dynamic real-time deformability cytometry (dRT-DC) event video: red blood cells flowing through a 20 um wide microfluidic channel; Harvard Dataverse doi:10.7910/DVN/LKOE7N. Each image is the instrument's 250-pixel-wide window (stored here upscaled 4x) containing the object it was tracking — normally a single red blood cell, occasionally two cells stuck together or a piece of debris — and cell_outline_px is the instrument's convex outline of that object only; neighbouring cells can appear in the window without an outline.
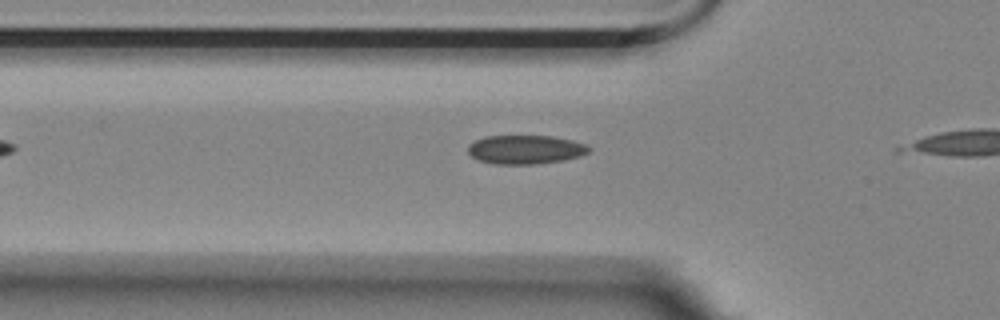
{"species": "Egyptian fruit bat (a non-hibernating species)", "species_latin": "Rousettus aegyptiacus", "temperature_condition": "room temperature", "stored_images_in_passage": 5, "camera_frame_rate_fps": 3000, "um_per_image_px": 0.085, "animal": {"sex": "female"}, "frame": {"image": 1, "passage_image": 4, "time_ms": 1.0, "image_size_px": [1000, 320], "cell_outline_px": [[592, 148], [588, 152], [580, 156], [564, 160], [536, 164], [496, 164], [480, 160], [472, 156], [468, 152], [468, 144], [484, 136], [552, 136], [572, 140], [588, 144]], "centroid_in_image_um": [44.69, 12.7], "position_along_channel_um": 81.1, "area_um2": 20.4}}